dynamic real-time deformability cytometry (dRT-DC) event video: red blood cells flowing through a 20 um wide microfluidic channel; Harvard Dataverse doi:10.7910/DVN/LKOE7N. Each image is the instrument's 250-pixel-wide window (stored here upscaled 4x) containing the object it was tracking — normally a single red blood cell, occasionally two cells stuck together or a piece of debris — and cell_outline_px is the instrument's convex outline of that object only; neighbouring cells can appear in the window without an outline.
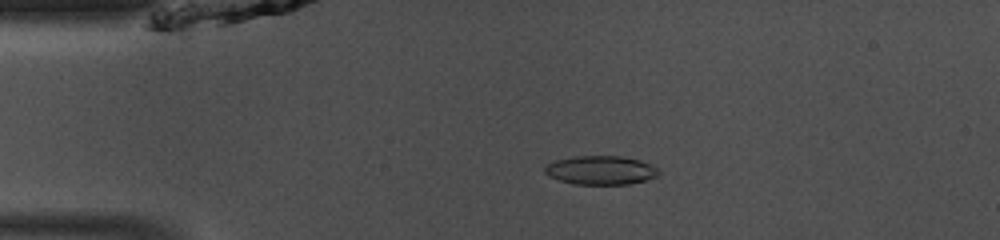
{"species": "common noctule bat (a hibernating species)", "species_latin": "Nyctalus noctula", "temperature_condition": "room temperature", "stored_images_in_passage": 48, "camera_frame_rate_fps": 3000, "um_per_image_px": 0.085, "animal": {"sex": "male", "body_mass_g": 13.0, "forearm_length_mm": 53.1}, "frame": {"image": 1, "passage_image": 10, "time_ms": 3.0, "image_size_px": [1000, 240], "cell_outline_px": [[660, 172], [656, 176], [644, 180], [628, 184], [572, 184], [548, 176], [544, 172], [544, 168], [552, 160], [576, 156], [620, 156], [640, 160], [652, 164]], "centroid_in_image_um": [51.03, 14.46], "position_along_channel_um": 34.0, "area_um2": 19.13}}
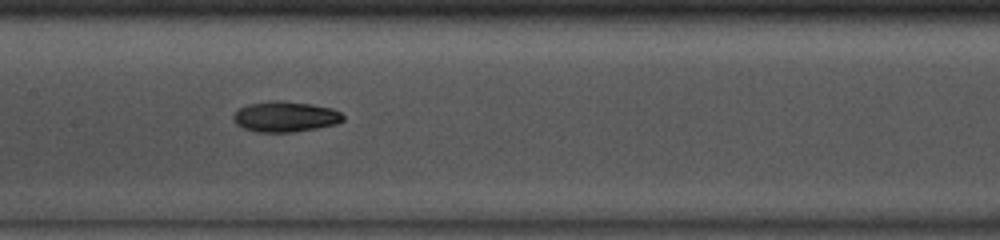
{"frame": {"image": 2, "passage_image": 23, "time_ms": 7.333, "image_size_px": [1000, 240], "cell_outline_px": [[344, 120], [336, 124], [316, 128], [292, 132], [256, 132], [244, 128], [236, 124], [232, 120], [232, 116], [240, 108], [248, 104], [272, 100], [280, 100], [312, 104], [332, 108], [340, 112], [344, 116]], "centroid_in_image_um": [24.24, 9.91], "position_along_channel_um": 183.2, "area_um2": 19.59}}
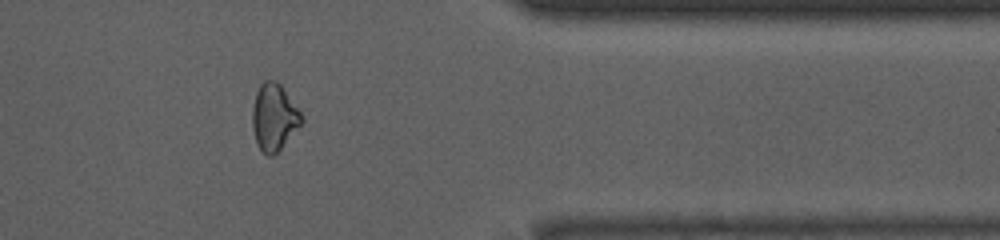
{"frame": {"image": 3, "passage_image": 39, "time_ms": 12.667, "image_size_px": [1000, 240], "cell_outline_px": [[304, 120], [280, 148], [272, 156], [268, 156], [256, 144], [252, 128], [252, 108], [256, 92], [260, 84], [264, 80], [276, 80], [280, 84], [304, 116]], "centroid_in_image_um": [23.27, 9.93], "position_along_channel_um": 388.1, "area_um2": 19.02}, "authors_computed_cell_mechanics": {"area_um2": 19.1896, "velocity_mm_per_s": 4.1425, "shape_relaxation_time_tau1_ms": 7.024, "shape_relaxation_time_tau2_ms": null, "deformation_change_tau1": 0.1567, "deformation_change_tau2": null}}